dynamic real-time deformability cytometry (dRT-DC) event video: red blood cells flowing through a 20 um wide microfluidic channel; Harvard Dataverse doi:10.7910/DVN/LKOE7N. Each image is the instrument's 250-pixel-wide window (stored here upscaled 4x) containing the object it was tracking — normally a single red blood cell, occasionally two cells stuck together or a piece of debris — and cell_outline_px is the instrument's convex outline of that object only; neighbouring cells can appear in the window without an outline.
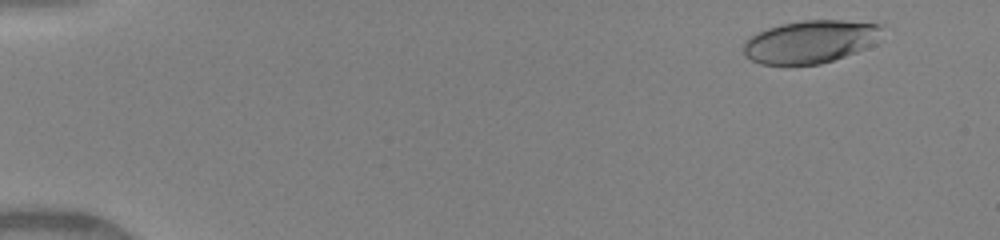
{"species": "human", "species_latin": "Homo sapiens", "temperature_condition": "warm", "stored_images_in_passage": 29, "camera_frame_rate_fps": 3000, "um_per_image_px": 0.085, "donor": {"sex": "female"}, "frame": {"image": 1, "passage_image": 3, "time_ms": 1.0, "image_size_px": [1000, 240], "cell_outline_px": [[884, 24], [872, 44], [856, 52], [820, 64], [760, 64], [752, 60], [744, 52], [744, 44], [756, 32], [780, 24], [804, 20], [844, 20]], "centroid_in_image_um": [68.87, 3.53], "position_along_channel_um": 16.1, "area_um2": 34.04}}
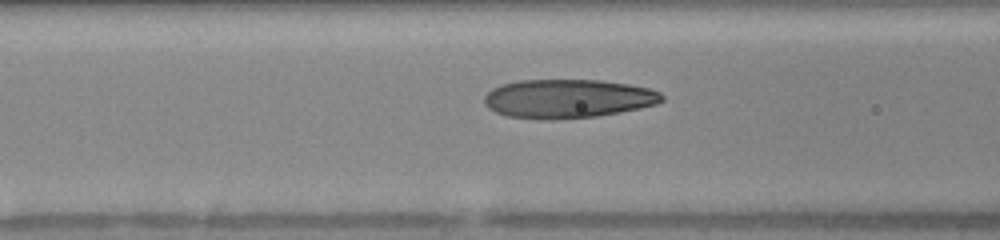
{"frame": {"image": 2, "passage_image": 18, "time_ms": 6.667, "image_size_px": [1000, 240], "cell_outline_px": [[664, 100], [656, 104], [640, 108], [620, 112], [596, 116], [552, 120], [548, 120], [508, 116], [496, 112], [488, 108], [484, 104], [484, 96], [492, 88], [504, 84], [520, 80], [600, 80], [628, 84], [648, 88], [660, 92], [664, 96]], "centroid_in_image_um": [48.27, 8.39], "position_along_channel_um": 118.3, "area_um2": 40.17}}
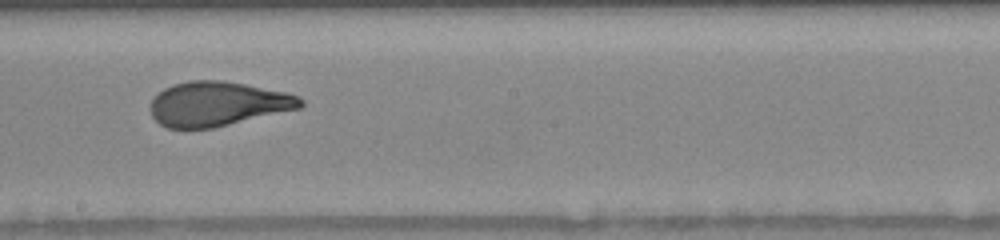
{"frame": {"image": 3, "passage_image": 24, "time_ms": 9.333, "image_size_px": [1000, 240], "cell_outline_px": [[304, 104], [300, 108], [212, 128], [168, 128], [160, 124], [152, 116], [148, 108], [152, 100], [164, 88], [172, 84], [188, 80], [220, 80], [244, 84], [284, 92], [300, 96], [304, 100]], "centroid_in_image_um": [18.48, 8.82], "position_along_channel_um": 229.7, "area_um2": 38.78}}